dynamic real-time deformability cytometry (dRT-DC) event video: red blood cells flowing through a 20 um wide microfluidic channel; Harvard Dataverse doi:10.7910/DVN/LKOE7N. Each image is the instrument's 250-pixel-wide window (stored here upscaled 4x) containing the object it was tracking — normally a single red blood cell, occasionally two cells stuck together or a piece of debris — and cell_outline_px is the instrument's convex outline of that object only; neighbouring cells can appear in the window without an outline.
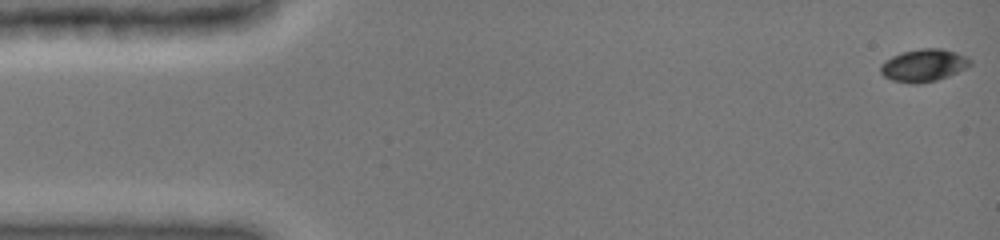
{"species": "common noctule bat (a hibernating species)", "species_latin": "Nyctalus noctula", "temperature_condition": "cold", "stored_images_in_passage": 42, "camera_frame_rate_fps": 3000, "um_per_image_px": 0.085, "animal": {"sex": "female", "body_mass_g": 19.0, "forearm_length_mm": 51.5}, "frame": {"image": 1, "passage_image": 1, "time_ms": 0.0, "image_size_px": [1000, 240], "cell_outline_px": [[972, 64], [968, 68], [948, 76], [936, 80], [912, 84], [892, 80], [884, 76], [880, 72], [880, 64], [884, 60], [900, 52], [920, 48], [940, 48], [956, 52], [972, 60]], "centroid_in_image_um": [78.5, 5.54], "position_along_channel_um": 6.5, "area_um2": 17.11}}
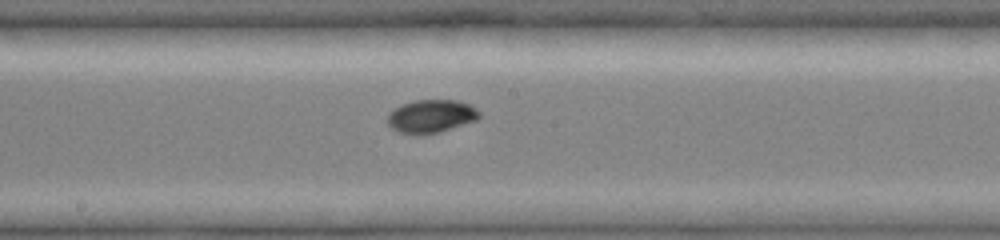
{"frame": {"image": 2, "passage_image": 24, "time_ms": 8.333, "image_size_px": [1000, 240], "cell_outline_px": [[480, 116], [476, 120], [440, 132], [424, 136], [416, 136], [396, 132], [388, 124], [388, 112], [400, 104], [416, 100], [456, 100], [468, 104], [476, 108], [480, 112]], "centroid_in_image_um": [36.6, 9.9], "position_along_channel_um": 211.6, "area_um2": 18.09}}
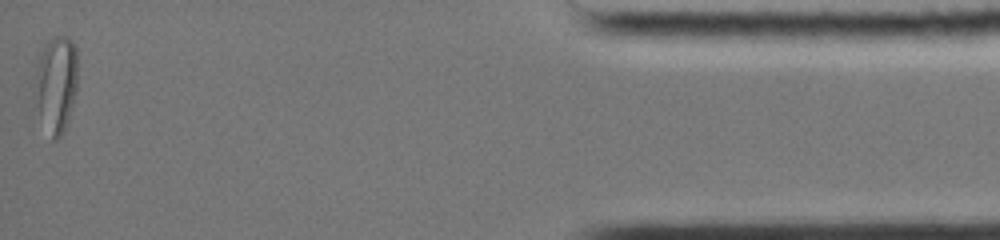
{"frame": {"image": 3, "passage_image": 42, "time_ms": 15.667, "image_size_px": [1000, 240], "cell_outline_px": [[76, 92], [68, 120], [64, 132], [56, 140], [52, 140], [40, 112], [32, 92], [32, 88], [36, 68], [40, 52], [44, 44], [52, 36], [68, 36], [72, 40], [76, 48]], "centroid_in_image_um": [4.75, 7.08], "position_along_channel_um": 430.5, "area_um2": 24.28}, "authors_computed_cell_mechanics": {"area_um2": 17.4556, "velocity_mm_per_s": 3.9759, "shape_relaxation_time_tau1_ms": 5.4262, "shape_relaxation_time_tau2_ms": 1.7107, "deformation_change_tau1": 0.1559, "deformation_change_tau2": 0.0211}}